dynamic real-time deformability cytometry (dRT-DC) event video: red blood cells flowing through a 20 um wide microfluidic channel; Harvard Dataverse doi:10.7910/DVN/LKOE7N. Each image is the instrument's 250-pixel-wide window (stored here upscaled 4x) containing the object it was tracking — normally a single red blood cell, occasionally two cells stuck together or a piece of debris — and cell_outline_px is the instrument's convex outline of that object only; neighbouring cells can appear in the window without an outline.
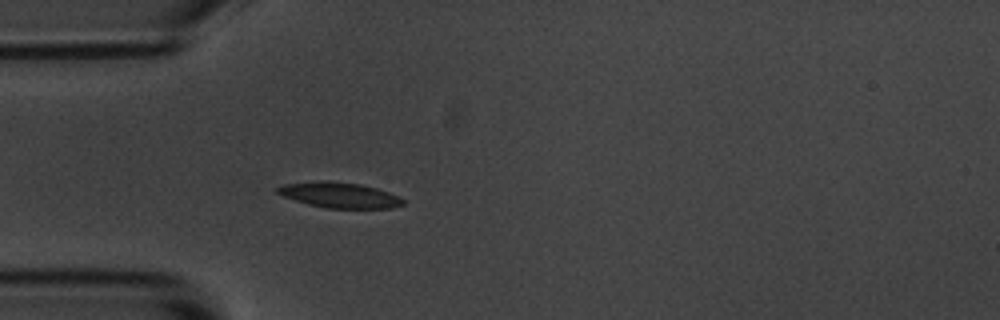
{"species": "common noctule bat (a hibernating species)", "species_latin": "Nyctalus noctula", "temperature_condition": "room temperature", "stored_images_in_passage": 3, "camera_frame_rate_fps": 3000, "um_per_image_px": 0.085, "animal": {"sex": "male", "body_mass_g": 20.1, "forearm_length_mm": 53.5}, "frame": {"image": 1, "passage_image": 3, "time_ms": 2.333, "image_size_px": [1000, 320], "cell_outline_px": [[404, 204], [392, 208], [328, 208], [308, 204], [284, 196], [276, 192], [276, 188], [284, 184], [320, 180], [324, 180], [360, 184], [376, 188], [388, 192], [404, 200]], "centroid_in_image_um": [28.84, 16.57], "position_along_channel_um": 56.2, "area_um2": 18.44}}